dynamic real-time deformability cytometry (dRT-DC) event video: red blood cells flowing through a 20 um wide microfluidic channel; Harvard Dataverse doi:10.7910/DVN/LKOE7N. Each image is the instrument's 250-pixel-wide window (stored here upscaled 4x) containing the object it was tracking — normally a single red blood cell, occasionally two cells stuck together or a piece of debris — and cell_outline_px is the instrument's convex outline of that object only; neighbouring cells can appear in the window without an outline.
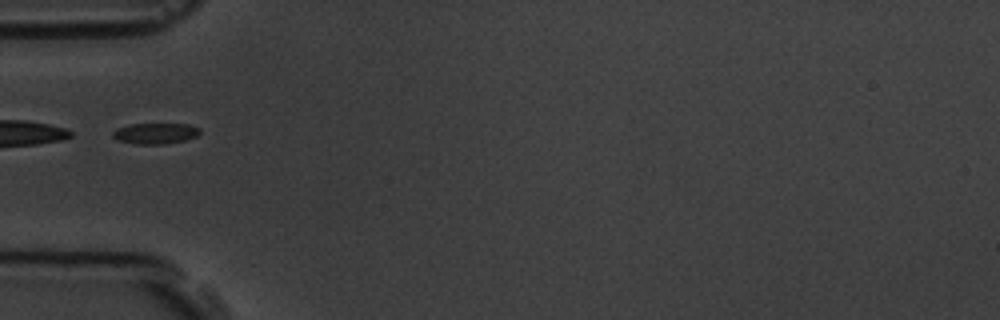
{"species": "common noctule bat (a hibernating species)", "species_latin": "Nyctalus noctula", "temperature_condition": "room temperature", "stored_images_in_passage": 5, "segment_of_instrument_passage": [2, 2], "camera_frame_rate_fps": 3000, "um_per_image_px": 0.085, "animal": {"sex": "male", "body_mass_g": 19.5, "forearm_length_mm": 54.6}, "frame": {"image": 1, "passage_image": 5, "time_ms": 5.333, "image_size_px": [1000, 320], "cell_outline_px": [[200, 132], [196, 136], [184, 140], [164, 144], [136, 144], [116, 140], [112, 136], [112, 132], [116, 128], [128, 124], [188, 124], [200, 128]], "centroid_in_image_um": [13.16, 11.33], "position_along_channel_um": 71.8, "area_um2": 10.64}}